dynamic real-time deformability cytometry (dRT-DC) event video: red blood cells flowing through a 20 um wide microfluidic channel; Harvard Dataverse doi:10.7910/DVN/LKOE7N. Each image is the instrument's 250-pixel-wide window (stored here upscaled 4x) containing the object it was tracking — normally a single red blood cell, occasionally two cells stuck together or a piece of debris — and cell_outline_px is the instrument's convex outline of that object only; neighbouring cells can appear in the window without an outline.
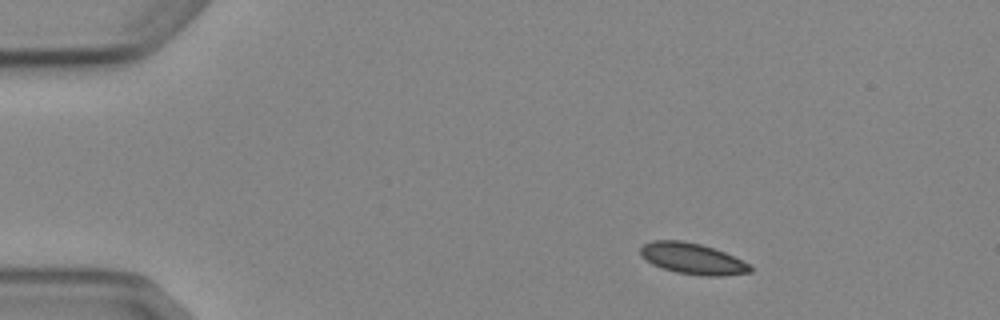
{"species": "Egyptian fruit bat (a non-hibernating species)", "species_latin": "Rousettus aegyptiacus", "temperature_condition": "cold", "stored_images_in_passage": 4, "camera_frame_rate_fps": 3000, "um_per_image_px": 0.085, "animal": {"sex": "female"}, "frame": {"image": 1, "passage_image": 1, "time_ms": 0.0, "image_size_px": [1000, 320], "cell_outline_px": [[752, 272], [724, 276], [704, 276], [676, 272], [652, 264], [640, 256], [640, 248], [644, 244], [652, 240], [684, 240], [700, 244], [724, 252], [752, 264]], "centroid_in_image_um": [58.88, 21.98], "position_along_channel_um": 26.1, "area_um2": 20.0}}
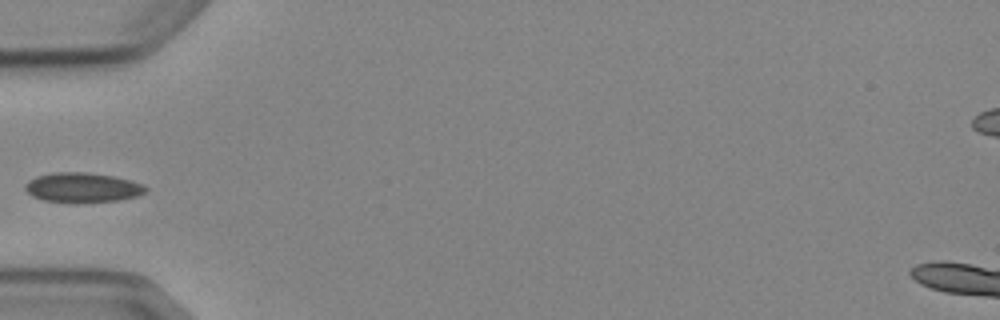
{"frame": {"image": 2, "passage_image": 4, "time_ms": 3.333, "image_size_px": [1000, 320], "cell_outline_px": [[148, 188], [140, 196], [120, 200], [76, 204], [72, 204], [44, 200], [32, 196], [24, 188], [24, 184], [28, 180], [36, 176], [52, 172], [84, 172], [112, 176], [128, 180], [140, 184]], "centroid_in_image_um": [6.96, 15.96], "position_along_channel_um": 78.0, "area_um2": 21.21}}